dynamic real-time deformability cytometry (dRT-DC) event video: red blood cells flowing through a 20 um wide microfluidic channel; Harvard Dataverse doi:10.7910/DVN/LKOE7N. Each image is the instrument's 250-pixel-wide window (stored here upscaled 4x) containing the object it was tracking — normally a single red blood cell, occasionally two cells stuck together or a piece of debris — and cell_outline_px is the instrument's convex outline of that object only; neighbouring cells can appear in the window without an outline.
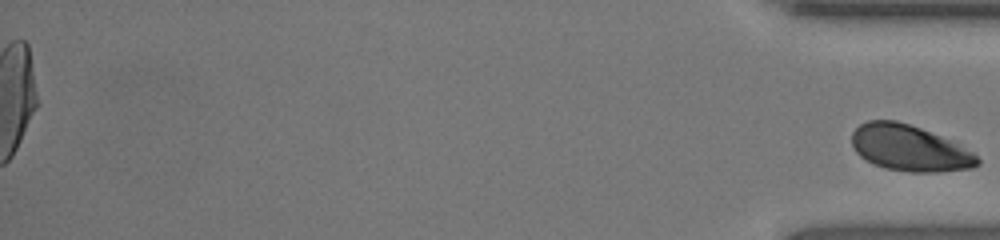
{"species": "human", "species_latin": "Homo sapiens", "temperature_condition": "room temperature", "stored_images_in_passage": 58, "segment_of_instrument_passage": [2, 2], "camera_frame_rate_fps": 3000, "um_per_image_px": 0.085, "donor": {"sex": "female"}, "frame": {"image": 1, "passage_image": 58, "time_ms": 19.0, "image_size_px": [1000, 240], "cell_outline_px": [[980, 164], [972, 168], [940, 172], [908, 172], [884, 168], [860, 156], [856, 152], [852, 144], [852, 132], [860, 124], [868, 120], [896, 120], [920, 128], [940, 136], [972, 152], [980, 160]], "centroid_in_image_um": [77.28, 12.6], "position_along_channel_um": 357.9, "area_um2": 33.35}}